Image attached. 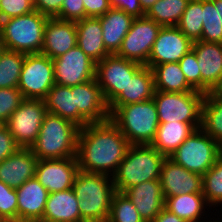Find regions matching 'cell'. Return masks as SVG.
<instances>
[{
	"label": "cell",
	"instance_id": "11a10c76",
	"mask_svg": "<svg viewBox=\"0 0 222 222\" xmlns=\"http://www.w3.org/2000/svg\"><path fill=\"white\" fill-rule=\"evenodd\" d=\"M216 220H217V219H215V220L213 219V222H222V221H218V220L216 221Z\"/></svg>",
	"mask_w": 222,
	"mask_h": 222
},
{
	"label": "cell",
	"instance_id": "f1b7e54d",
	"mask_svg": "<svg viewBox=\"0 0 222 222\" xmlns=\"http://www.w3.org/2000/svg\"><path fill=\"white\" fill-rule=\"evenodd\" d=\"M204 206L207 208L209 205L202 193H189L167 197L164 203L165 209L188 222H204L205 220L201 221V218L206 213ZM209 222H212L211 219Z\"/></svg>",
	"mask_w": 222,
	"mask_h": 222
},
{
	"label": "cell",
	"instance_id": "bcb514c9",
	"mask_svg": "<svg viewBox=\"0 0 222 222\" xmlns=\"http://www.w3.org/2000/svg\"><path fill=\"white\" fill-rule=\"evenodd\" d=\"M86 17H99L108 12L110 0H83Z\"/></svg>",
	"mask_w": 222,
	"mask_h": 222
},
{
	"label": "cell",
	"instance_id": "484cf974",
	"mask_svg": "<svg viewBox=\"0 0 222 222\" xmlns=\"http://www.w3.org/2000/svg\"><path fill=\"white\" fill-rule=\"evenodd\" d=\"M78 200L73 188L49 193L43 218L54 222H81Z\"/></svg>",
	"mask_w": 222,
	"mask_h": 222
},
{
	"label": "cell",
	"instance_id": "816d5d0a",
	"mask_svg": "<svg viewBox=\"0 0 222 222\" xmlns=\"http://www.w3.org/2000/svg\"><path fill=\"white\" fill-rule=\"evenodd\" d=\"M30 222H54V221H50V220H47V219H44V218H38V219H34Z\"/></svg>",
	"mask_w": 222,
	"mask_h": 222
},
{
	"label": "cell",
	"instance_id": "9c48e42d",
	"mask_svg": "<svg viewBox=\"0 0 222 222\" xmlns=\"http://www.w3.org/2000/svg\"><path fill=\"white\" fill-rule=\"evenodd\" d=\"M54 85L53 60L42 53L26 54L17 87L23 98L44 100Z\"/></svg>",
	"mask_w": 222,
	"mask_h": 222
},
{
	"label": "cell",
	"instance_id": "7402d4cb",
	"mask_svg": "<svg viewBox=\"0 0 222 222\" xmlns=\"http://www.w3.org/2000/svg\"><path fill=\"white\" fill-rule=\"evenodd\" d=\"M16 193L19 221L30 222L43 218L49 192L36 177L25 181L16 188Z\"/></svg>",
	"mask_w": 222,
	"mask_h": 222
},
{
	"label": "cell",
	"instance_id": "f5cc1de1",
	"mask_svg": "<svg viewBox=\"0 0 222 222\" xmlns=\"http://www.w3.org/2000/svg\"><path fill=\"white\" fill-rule=\"evenodd\" d=\"M0 222H23V221L0 219Z\"/></svg>",
	"mask_w": 222,
	"mask_h": 222
},
{
	"label": "cell",
	"instance_id": "7bdbcfd3",
	"mask_svg": "<svg viewBox=\"0 0 222 222\" xmlns=\"http://www.w3.org/2000/svg\"><path fill=\"white\" fill-rule=\"evenodd\" d=\"M19 148L7 126L0 124V162L14 154Z\"/></svg>",
	"mask_w": 222,
	"mask_h": 222
},
{
	"label": "cell",
	"instance_id": "603a6c76",
	"mask_svg": "<svg viewBox=\"0 0 222 222\" xmlns=\"http://www.w3.org/2000/svg\"><path fill=\"white\" fill-rule=\"evenodd\" d=\"M77 46L96 63L110 53L103 42L101 22L98 17H86L76 21Z\"/></svg>",
	"mask_w": 222,
	"mask_h": 222
},
{
	"label": "cell",
	"instance_id": "681fc988",
	"mask_svg": "<svg viewBox=\"0 0 222 222\" xmlns=\"http://www.w3.org/2000/svg\"><path fill=\"white\" fill-rule=\"evenodd\" d=\"M219 17H220V26H222V0H219Z\"/></svg>",
	"mask_w": 222,
	"mask_h": 222
},
{
	"label": "cell",
	"instance_id": "4316f807",
	"mask_svg": "<svg viewBox=\"0 0 222 222\" xmlns=\"http://www.w3.org/2000/svg\"><path fill=\"white\" fill-rule=\"evenodd\" d=\"M49 113L67 119L78 127H85L89 122L75 109L74 93L71 87L55 84L44 99Z\"/></svg>",
	"mask_w": 222,
	"mask_h": 222
},
{
	"label": "cell",
	"instance_id": "6da1fadb",
	"mask_svg": "<svg viewBox=\"0 0 222 222\" xmlns=\"http://www.w3.org/2000/svg\"><path fill=\"white\" fill-rule=\"evenodd\" d=\"M131 144L110 121L80 128L77 145L79 170L113 176Z\"/></svg>",
	"mask_w": 222,
	"mask_h": 222
},
{
	"label": "cell",
	"instance_id": "e0dca14e",
	"mask_svg": "<svg viewBox=\"0 0 222 222\" xmlns=\"http://www.w3.org/2000/svg\"><path fill=\"white\" fill-rule=\"evenodd\" d=\"M159 181L164 199L175 195L202 193V176L188 171L169 157L163 162Z\"/></svg>",
	"mask_w": 222,
	"mask_h": 222
},
{
	"label": "cell",
	"instance_id": "44dd1931",
	"mask_svg": "<svg viewBox=\"0 0 222 222\" xmlns=\"http://www.w3.org/2000/svg\"><path fill=\"white\" fill-rule=\"evenodd\" d=\"M124 194L128 196L145 222H152L164 208L165 199L159 179L134 185Z\"/></svg>",
	"mask_w": 222,
	"mask_h": 222
},
{
	"label": "cell",
	"instance_id": "836d02e7",
	"mask_svg": "<svg viewBox=\"0 0 222 222\" xmlns=\"http://www.w3.org/2000/svg\"><path fill=\"white\" fill-rule=\"evenodd\" d=\"M202 10L203 0H190L176 26L192 42L199 41L202 36Z\"/></svg>",
	"mask_w": 222,
	"mask_h": 222
},
{
	"label": "cell",
	"instance_id": "30bf717a",
	"mask_svg": "<svg viewBox=\"0 0 222 222\" xmlns=\"http://www.w3.org/2000/svg\"><path fill=\"white\" fill-rule=\"evenodd\" d=\"M142 66L138 62L119 57L116 54H110L96 63V80L107 105L125 91L129 79H132Z\"/></svg>",
	"mask_w": 222,
	"mask_h": 222
},
{
	"label": "cell",
	"instance_id": "8d00e7d4",
	"mask_svg": "<svg viewBox=\"0 0 222 222\" xmlns=\"http://www.w3.org/2000/svg\"><path fill=\"white\" fill-rule=\"evenodd\" d=\"M107 222H145L128 196L115 192L111 202L110 215Z\"/></svg>",
	"mask_w": 222,
	"mask_h": 222
},
{
	"label": "cell",
	"instance_id": "e575fe53",
	"mask_svg": "<svg viewBox=\"0 0 222 222\" xmlns=\"http://www.w3.org/2000/svg\"><path fill=\"white\" fill-rule=\"evenodd\" d=\"M201 41L222 43V26H220L219 0H203Z\"/></svg>",
	"mask_w": 222,
	"mask_h": 222
},
{
	"label": "cell",
	"instance_id": "d590c367",
	"mask_svg": "<svg viewBox=\"0 0 222 222\" xmlns=\"http://www.w3.org/2000/svg\"><path fill=\"white\" fill-rule=\"evenodd\" d=\"M202 194L209 207L222 205V156L202 176Z\"/></svg>",
	"mask_w": 222,
	"mask_h": 222
},
{
	"label": "cell",
	"instance_id": "7c38bea8",
	"mask_svg": "<svg viewBox=\"0 0 222 222\" xmlns=\"http://www.w3.org/2000/svg\"><path fill=\"white\" fill-rule=\"evenodd\" d=\"M161 27L146 16L134 18L130 30L124 37L116 55L147 65L153 44Z\"/></svg>",
	"mask_w": 222,
	"mask_h": 222
},
{
	"label": "cell",
	"instance_id": "f546056e",
	"mask_svg": "<svg viewBox=\"0 0 222 222\" xmlns=\"http://www.w3.org/2000/svg\"><path fill=\"white\" fill-rule=\"evenodd\" d=\"M151 70L154 76L155 91L172 93L197 91L187 82L179 62L156 65Z\"/></svg>",
	"mask_w": 222,
	"mask_h": 222
},
{
	"label": "cell",
	"instance_id": "c3c4849f",
	"mask_svg": "<svg viewBox=\"0 0 222 222\" xmlns=\"http://www.w3.org/2000/svg\"><path fill=\"white\" fill-rule=\"evenodd\" d=\"M157 0H139L143 12L146 14Z\"/></svg>",
	"mask_w": 222,
	"mask_h": 222
},
{
	"label": "cell",
	"instance_id": "83f0119b",
	"mask_svg": "<svg viewBox=\"0 0 222 222\" xmlns=\"http://www.w3.org/2000/svg\"><path fill=\"white\" fill-rule=\"evenodd\" d=\"M196 129L190 123H159L151 142L159 153L169 157Z\"/></svg>",
	"mask_w": 222,
	"mask_h": 222
},
{
	"label": "cell",
	"instance_id": "b9f144b4",
	"mask_svg": "<svg viewBox=\"0 0 222 222\" xmlns=\"http://www.w3.org/2000/svg\"><path fill=\"white\" fill-rule=\"evenodd\" d=\"M56 18L75 22L86 18L83 0H63L60 14Z\"/></svg>",
	"mask_w": 222,
	"mask_h": 222
},
{
	"label": "cell",
	"instance_id": "5b68a950",
	"mask_svg": "<svg viewBox=\"0 0 222 222\" xmlns=\"http://www.w3.org/2000/svg\"><path fill=\"white\" fill-rule=\"evenodd\" d=\"M109 120L121 131L131 145L151 144L159 125L154 100L108 108Z\"/></svg>",
	"mask_w": 222,
	"mask_h": 222
},
{
	"label": "cell",
	"instance_id": "cb8c5ba5",
	"mask_svg": "<svg viewBox=\"0 0 222 222\" xmlns=\"http://www.w3.org/2000/svg\"><path fill=\"white\" fill-rule=\"evenodd\" d=\"M155 92L154 76L152 70L143 65L129 79L125 91L120 93L109 105L108 108H119L131 103H138L153 99Z\"/></svg>",
	"mask_w": 222,
	"mask_h": 222
},
{
	"label": "cell",
	"instance_id": "db71d44e",
	"mask_svg": "<svg viewBox=\"0 0 222 222\" xmlns=\"http://www.w3.org/2000/svg\"><path fill=\"white\" fill-rule=\"evenodd\" d=\"M217 92L222 94V84L220 85L219 89L217 90Z\"/></svg>",
	"mask_w": 222,
	"mask_h": 222
},
{
	"label": "cell",
	"instance_id": "f6af8a7d",
	"mask_svg": "<svg viewBox=\"0 0 222 222\" xmlns=\"http://www.w3.org/2000/svg\"><path fill=\"white\" fill-rule=\"evenodd\" d=\"M110 7L123 10L125 13L132 15L134 18L145 16L139 0H110Z\"/></svg>",
	"mask_w": 222,
	"mask_h": 222
},
{
	"label": "cell",
	"instance_id": "ba28073f",
	"mask_svg": "<svg viewBox=\"0 0 222 222\" xmlns=\"http://www.w3.org/2000/svg\"><path fill=\"white\" fill-rule=\"evenodd\" d=\"M221 156L222 147L198 128L169 158L188 171L203 176Z\"/></svg>",
	"mask_w": 222,
	"mask_h": 222
},
{
	"label": "cell",
	"instance_id": "3957f363",
	"mask_svg": "<svg viewBox=\"0 0 222 222\" xmlns=\"http://www.w3.org/2000/svg\"><path fill=\"white\" fill-rule=\"evenodd\" d=\"M79 131L73 122L47 112L30 149L38 160L76 157Z\"/></svg>",
	"mask_w": 222,
	"mask_h": 222
},
{
	"label": "cell",
	"instance_id": "d6986e66",
	"mask_svg": "<svg viewBox=\"0 0 222 222\" xmlns=\"http://www.w3.org/2000/svg\"><path fill=\"white\" fill-rule=\"evenodd\" d=\"M77 45L75 21L49 18L44 29L41 53L55 59Z\"/></svg>",
	"mask_w": 222,
	"mask_h": 222
},
{
	"label": "cell",
	"instance_id": "d4e9b609",
	"mask_svg": "<svg viewBox=\"0 0 222 222\" xmlns=\"http://www.w3.org/2000/svg\"><path fill=\"white\" fill-rule=\"evenodd\" d=\"M98 18L101 22L105 48L110 54H116L130 30L134 17L123 10L111 8Z\"/></svg>",
	"mask_w": 222,
	"mask_h": 222
},
{
	"label": "cell",
	"instance_id": "1f68e13d",
	"mask_svg": "<svg viewBox=\"0 0 222 222\" xmlns=\"http://www.w3.org/2000/svg\"><path fill=\"white\" fill-rule=\"evenodd\" d=\"M190 0H157L145 16L162 27L177 26Z\"/></svg>",
	"mask_w": 222,
	"mask_h": 222
},
{
	"label": "cell",
	"instance_id": "74e56055",
	"mask_svg": "<svg viewBox=\"0 0 222 222\" xmlns=\"http://www.w3.org/2000/svg\"><path fill=\"white\" fill-rule=\"evenodd\" d=\"M23 99L18 88H0V124H6Z\"/></svg>",
	"mask_w": 222,
	"mask_h": 222
},
{
	"label": "cell",
	"instance_id": "7dc6e473",
	"mask_svg": "<svg viewBox=\"0 0 222 222\" xmlns=\"http://www.w3.org/2000/svg\"><path fill=\"white\" fill-rule=\"evenodd\" d=\"M152 222H188L172 214L167 209L163 208L161 212L153 219Z\"/></svg>",
	"mask_w": 222,
	"mask_h": 222
},
{
	"label": "cell",
	"instance_id": "ee69618b",
	"mask_svg": "<svg viewBox=\"0 0 222 222\" xmlns=\"http://www.w3.org/2000/svg\"><path fill=\"white\" fill-rule=\"evenodd\" d=\"M37 12L48 18H56L60 14L63 0H33Z\"/></svg>",
	"mask_w": 222,
	"mask_h": 222
},
{
	"label": "cell",
	"instance_id": "4dcf8cb0",
	"mask_svg": "<svg viewBox=\"0 0 222 222\" xmlns=\"http://www.w3.org/2000/svg\"><path fill=\"white\" fill-rule=\"evenodd\" d=\"M222 147V94L213 91L205 94L202 104L201 127Z\"/></svg>",
	"mask_w": 222,
	"mask_h": 222
},
{
	"label": "cell",
	"instance_id": "ab89813d",
	"mask_svg": "<svg viewBox=\"0 0 222 222\" xmlns=\"http://www.w3.org/2000/svg\"><path fill=\"white\" fill-rule=\"evenodd\" d=\"M33 0H0V21L34 11Z\"/></svg>",
	"mask_w": 222,
	"mask_h": 222
},
{
	"label": "cell",
	"instance_id": "f907efd6",
	"mask_svg": "<svg viewBox=\"0 0 222 222\" xmlns=\"http://www.w3.org/2000/svg\"><path fill=\"white\" fill-rule=\"evenodd\" d=\"M5 46H4V43H3V40H2V37H1V34H0V56L1 54L5 51Z\"/></svg>",
	"mask_w": 222,
	"mask_h": 222
},
{
	"label": "cell",
	"instance_id": "ac0fdd59",
	"mask_svg": "<svg viewBox=\"0 0 222 222\" xmlns=\"http://www.w3.org/2000/svg\"><path fill=\"white\" fill-rule=\"evenodd\" d=\"M71 93H74L75 109H78V112L89 123H101L109 120L108 105L96 78L71 86Z\"/></svg>",
	"mask_w": 222,
	"mask_h": 222
},
{
	"label": "cell",
	"instance_id": "9a60e30c",
	"mask_svg": "<svg viewBox=\"0 0 222 222\" xmlns=\"http://www.w3.org/2000/svg\"><path fill=\"white\" fill-rule=\"evenodd\" d=\"M193 42L176 26L161 27L153 44L147 66L179 62L192 49Z\"/></svg>",
	"mask_w": 222,
	"mask_h": 222
},
{
	"label": "cell",
	"instance_id": "60d3db41",
	"mask_svg": "<svg viewBox=\"0 0 222 222\" xmlns=\"http://www.w3.org/2000/svg\"><path fill=\"white\" fill-rule=\"evenodd\" d=\"M181 70L187 82L197 91H200V68L195 52L191 49L179 61Z\"/></svg>",
	"mask_w": 222,
	"mask_h": 222
},
{
	"label": "cell",
	"instance_id": "52a82bcc",
	"mask_svg": "<svg viewBox=\"0 0 222 222\" xmlns=\"http://www.w3.org/2000/svg\"><path fill=\"white\" fill-rule=\"evenodd\" d=\"M205 94L200 91L172 93L155 91L159 123H190L195 129L201 127L202 104Z\"/></svg>",
	"mask_w": 222,
	"mask_h": 222
},
{
	"label": "cell",
	"instance_id": "2e32d148",
	"mask_svg": "<svg viewBox=\"0 0 222 222\" xmlns=\"http://www.w3.org/2000/svg\"><path fill=\"white\" fill-rule=\"evenodd\" d=\"M192 50L200 68V92L217 91L222 84V43L195 41Z\"/></svg>",
	"mask_w": 222,
	"mask_h": 222
},
{
	"label": "cell",
	"instance_id": "7a4b0ae2",
	"mask_svg": "<svg viewBox=\"0 0 222 222\" xmlns=\"http://www.w3.org/2000/svg\"><path fill=\"white\" fill-rule=\"evenodd\" d=\"M72 188L79 199L81 222L108 221L116 192L111 176L79 170Z\"/></svg>",
	"mask_w": 222,
	"mask_h": 222
},
{
	"label": "cell",
	"instance_id": "d6a6232c",
	"mask_svg": "<svg viewBox=\"0 0 222 222\" xmlns=\"http://www.w3.org/2000/svg\"><path fill=\"white\" fill-rule=\"evenodd\" d=\"M25 53L5 50L0 56V88H17Z\"/></svg>",
	"mask_w": 222,
	"mask_h": 222
},
{
	"label": "cell",
	"instance_id": "8fae6325",
	"mask_svg": "<svg viewBox=\"0 0 222 222\" xmlns=\"http://www.w3.org/2000/svg\"><path fill=\"white\" fill-rule=\"evenodd\" d=\"M46 113L44 100L24 98L9 117L5 125L20 148H30L34 144Z\"/></svg>",
	"mask_w": 222,
	"mask_h": 222
},
{
	"label": "cell",
	"instance_id": "5bb4252c",
	"mask_svg": "<svg viewBox=\"0 0 222 222\" xmlns=\"http://www.w3.org/2000/svg\"><path fill=\"white\" fill-rule=\"evenodd\" d=\"M78 171L76 157L38 160L35 177L49 193H54L72 188Z\"/></svg>",
	"mask_w": 222,
	"mask_h": 222
},
{
	"label": "cell",
	"instance_id": "8992f818",
	"mask_svg": "<svg viewBox=\"0 0 222 222\" xmlns=\"http://www.w3.org/2000/svg\"><path fill=\"white\" fill-rule=\"evenodd\" d=\"M49 18L36 10L0 21V34L6 50L25 54L41 53L44 29Z\"/></svg>",
	"mask_w": 222,
	"mask_h": 222
},
{
	"label": "cell",
	"instance_id": "277c9868",
	"mask_svg": "<svg viewBox=\"0 0 222 222\" xmlns=\"http://www.w3.org/2000/svg\"><path fill=\"white\" fill-rule=\"evenodd\" d=\"M165 159L166 156L150 144L130 145L112 176L115 190L124 193L134 185L159 179Z\"/></svg>",
	"mask_w": 222,
	"mask_h": 222
},
{
	"label": "cell",
	"instance_id": "f35d334b",
	"mask_svg": "<svg viewBox=\"0 0 222 222\" xmlns=\"http://www.w3.org/2000/svg\"><path fill=\"white\" fill-rule=\"evenodd\" d=\"M0 219L18 220L16 189L0 181Z\"/></svg>",
	"mask_w": 222,
	"mask_h": 222
},
{
	"label": "cell",
	"instance_id": "ffe728a7",
	"mask_svg": "<svg viewBox=\"0 0 222 222\" xmlns=\"http://www.w3.org/2000/svg\"><path fill=\"white\" fill-rule=\"evenodd\" d=\"M38 158L30 148H19L0 162V181L12 188L35 177Z\"/></svg>",
	"mask_w": 222,
	"mask_h": 222
},
{
	"label": "cell",
	"instance_id": "4fadbf2b",
	"mask_svg": "<svg viewBox=\"0 0 222 222\" xmlns=\"http://www.w3.org/2000/svg\"><path fill=\"white\" fill-rule=\"evenodd\" d=\"M52 60L55 84L71 87L96 78V62L77 45Z\"/></svg>",
	"mask_w": 222,
	"mask_h": 222
}]
</instances>
